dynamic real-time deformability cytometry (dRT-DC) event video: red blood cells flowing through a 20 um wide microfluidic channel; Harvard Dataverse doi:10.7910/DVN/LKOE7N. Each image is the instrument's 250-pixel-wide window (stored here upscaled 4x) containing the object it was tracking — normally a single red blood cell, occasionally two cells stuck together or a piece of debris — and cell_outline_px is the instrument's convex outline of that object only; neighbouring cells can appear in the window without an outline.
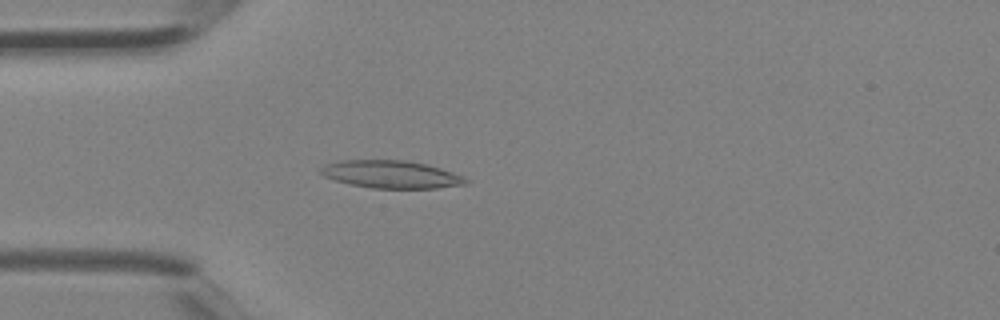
{"species": "Egyptian fruit bat (a non-hibernating species)", "species_latin": "Rousettus aegyptiacus", "temperature_condition": "room temperature", "stored_images_in_passage": 4, "camera_frame_rate_fps": 3000, "um_per_image_px": 0.085, "animal": {"sex": "female"}, "frame": {"image": 1, "passage_image": 4, "time_ms": 1.0, "image_size_px": [1000, 320], "cell_outline_px": [[468, 184], [436, 188], [372, 188], [352, 184], [336, 180], [324, 176], [320, 172], [320, 168], [324, 164], [336, 160], [404, 160], [428, 164], [452, 172], [468, 180]], "centroid_in_image_um": [33.22, 14.81], "position_along_channel_um": 51.8, "area_um2": 23.29}}